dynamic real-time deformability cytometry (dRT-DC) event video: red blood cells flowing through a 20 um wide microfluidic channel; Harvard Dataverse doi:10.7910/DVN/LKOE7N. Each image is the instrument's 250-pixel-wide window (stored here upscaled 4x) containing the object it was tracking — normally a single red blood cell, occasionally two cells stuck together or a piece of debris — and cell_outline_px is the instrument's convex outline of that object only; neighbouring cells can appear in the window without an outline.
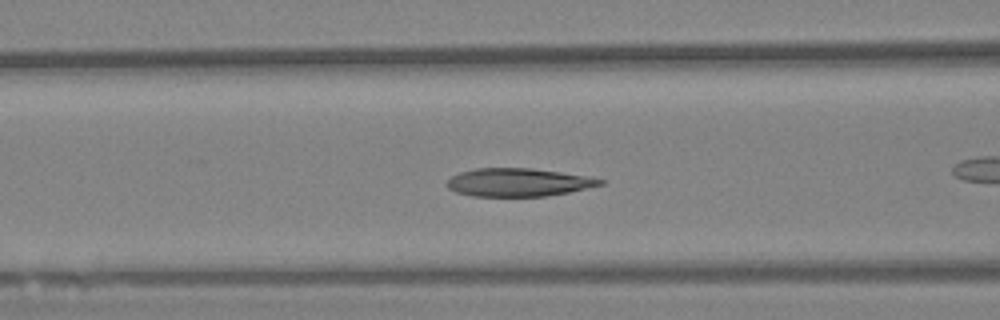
{"species": "Egyptian fruit bat (a non-hibernating species)", "species_latin": "Rousettus aegyptiacus", "temperature_condition": "warm", "stored_images_in_passage": 37, "camera_frame_rate_fps": 3000, "um_per_image_px": 0.085, "animal": {"sex": "female"}, "frame": {"image": 1, "passage_image": 5, "time_ms": 1.333, "image_size_px": [1000, 320], "cell_outline_px": [[608, 180], [604, 184], [568, 192], [544, 196], [472, 196], [456, 192], [448, 188], [448, 180], [452, 176], [460, 172], [476, 168], [528, 168], [560, 172]], "centroid_in_image_um": [44.05, 15.5], "position_along_channel_um": 122.5, "area_um2": 24.85}}
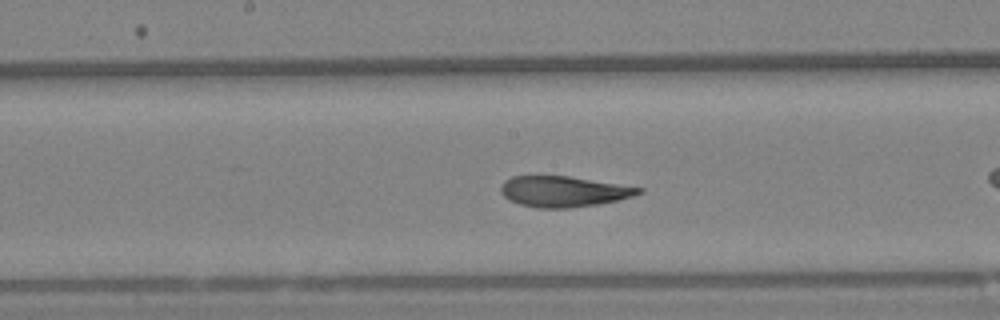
{"frame": {"image": 2, "passage_image": 12, "time_ms": 3.667, "image_size_px": [1000, 320], "cell_outline_px": [[644, 192], [620, 200], [596, 204], [568, 208], [536, 208], [520, 204], [508, 200], [500, 192], [500, 184], [504, 180], [512, 176], [568, 176], [644, 188]], "centroid_in_image_um": [47.87, 16.27], "position_along_channel_um": 200.3, "area_um2": 24.74}}
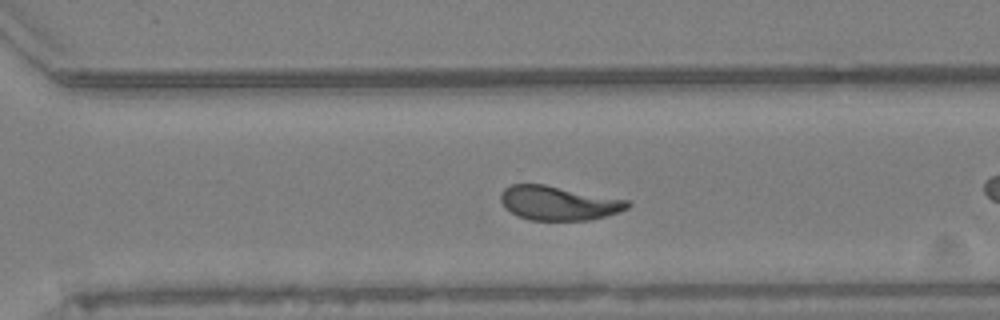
{"frame": {"image": 3, "passage_image": 23, "time_ms": 7.333, "image_size_px": [1000, 320], "cell_outline_px": [[632, 204], [628, 208], [620, 212], [588, 220], [528, 220], [516, 216], [504, 208], [500, 200], [500, 192], [504, 188], [512, 184], [544, 184], [628, 200]], "centroid_in_image_um": [47.43, 17.26], "position_along_channel_um": 323.2, "area_um2": 25.43}, "authors_computed_cell_mechanics": {"area_um2": 24.7384, "velocity_mm_per_s": 3.3515, "shape_relaxation_time_tau1_ms": 6.0872, "shape_relaxation_time_tau2_ms": 1.5747, "deformation_change_tau1": 0.1719, "deformation_change_tau2": 0.0587}}